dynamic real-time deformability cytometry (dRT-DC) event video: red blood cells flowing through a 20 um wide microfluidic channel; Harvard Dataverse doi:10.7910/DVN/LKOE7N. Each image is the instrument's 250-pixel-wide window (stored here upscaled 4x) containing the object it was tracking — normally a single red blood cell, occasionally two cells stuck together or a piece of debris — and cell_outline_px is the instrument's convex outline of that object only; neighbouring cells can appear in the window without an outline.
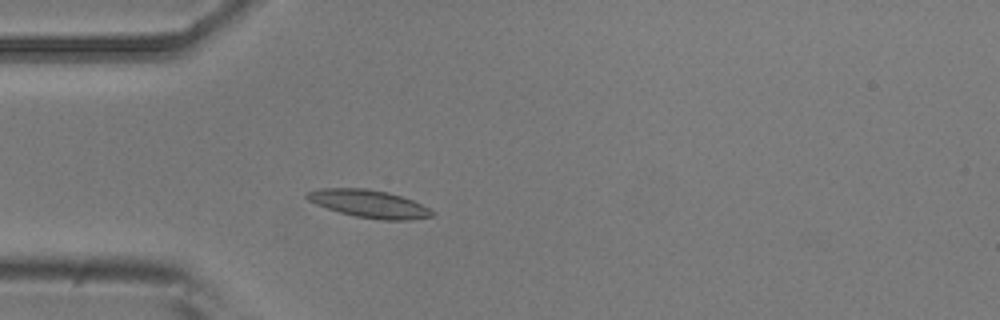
{"species": "common noctule bat (a hibernating species)", "species_latin": "Nyctalus noctula", "temperature_condition": "room temperature", "stored_images_in_passage": 3, "camera_frame_rate_fps": 3000, "um_per_image_px": 0.085, "animal": {"sex": "male", "body_mass_g": 20.5, "forearm_length_mm": 52.5}, "frame": {"image": 1, "passage_image": 3, "time_ms": 2.333, "image_size_px": [1000, 320], "cell_outline_px": [[432, 216], [408, 220], [380, 220], [356, 216], [340, 212], [316, 204], [308, 200], [304, 196], [308, 192], [320, 188], [364, 188], [388, 192], [412, 200], [428, 208], [432, 212]], "centroid_in_image_um": [31.33, 17.31], "position_along_channel_um": 53.7, "area_um2": 19.88}}